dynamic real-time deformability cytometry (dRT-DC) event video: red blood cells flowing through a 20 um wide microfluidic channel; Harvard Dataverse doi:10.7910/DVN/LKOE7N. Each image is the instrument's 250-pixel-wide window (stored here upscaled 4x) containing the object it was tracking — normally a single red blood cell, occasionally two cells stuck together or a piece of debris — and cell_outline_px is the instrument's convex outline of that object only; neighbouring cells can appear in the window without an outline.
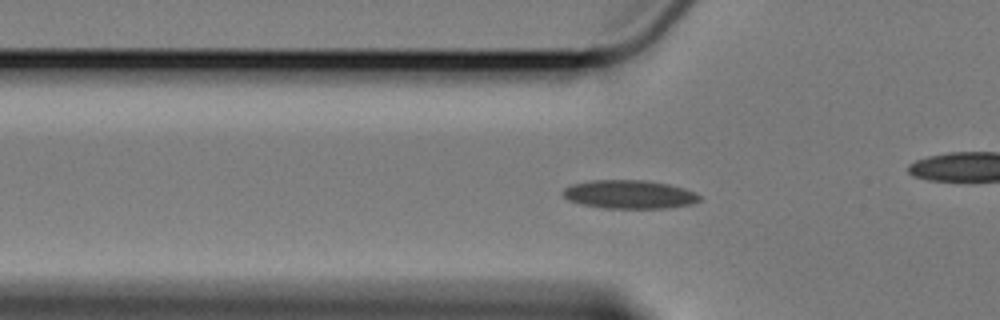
{"species": "Egyptian fruit bat (a non-hibernating species)", "species_latin": "Rousettus aegyptiacus", "temperature_condition": "cold", "stored_images_in_passage": 59, "camera_frame_rate_fps": 3000, "um_per_image_px": 0.085, "animal": {"sex": "female"}, "frame": {"image": 1, "passage_image": 19, "time_ms": 6.0, "image_size_px": [1000, 320], "cell_outline_px": [[700, 200], [692, 204], [668, 208], [604, 208], [580, 204], [568, 200], [560, 192], [564, 188], [572, 184], [592, 180], [644, 180], [668, 184], [684, 188], [700, 196]], "centroid_in_image_um": [53.45, 16.52], "position_along_channel_um": 72.3, "area_um2": 22.72}}
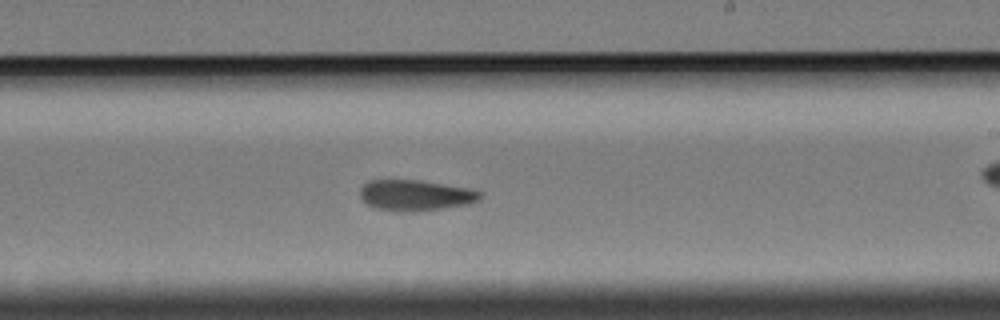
{"frame": {"image": 2, "passage_image": 35, "time_ms": 11.333, "image_size_px": [1000, 320], "cell_outline_px": [[480, 200], [468, 204], [440, 208], [404, 212], [396, 212], [376, 208], [368, 204], [360, 196], [360, 188], [368, 180], [420, 180], [468, 188], [480, 192]], "centroid_in_image_um": [35.28, 16.59], "position_along_channel_um": 253.7, "area_um2": 21.33}}
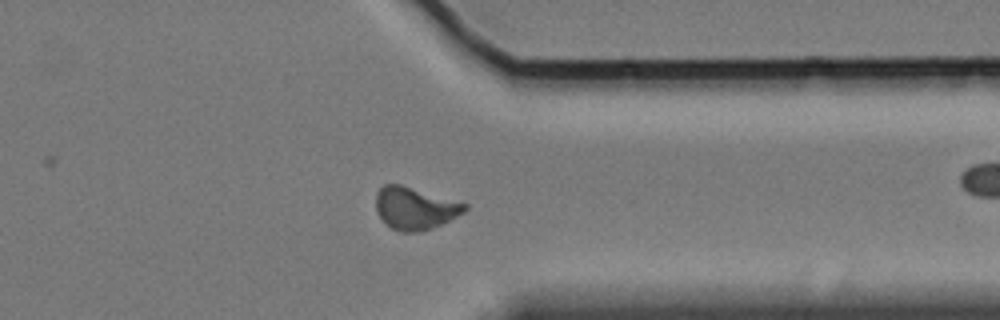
{"frame": {"image": 3, "passage_image": 46, "time_ms": 15.0, "image_size_px": [1000, 320], "cell_outline_px": [[468, 208], [464, 212], [432, 228], [420, 232], [400, 232], [392, 228], [376, 212], [376, 192], [384, 184], [400, 184], [468, 204]], "centroid_in_image_um": [35.25, 17.7], "position_along_channel_um": 376.1, "area_um2": 21.68}, "authors_computed_cell_mechanics": {"area_um2": 21.097, "velocity_mm_per_s": 3.3954, "shape_relaxation_time_tau1_ms": 7.6785, "shape_relaxation_time_tau2_ms": 4.4798, "deformation_change_tau1": 0.157, "deformation_change_tau2": 0.1137}}